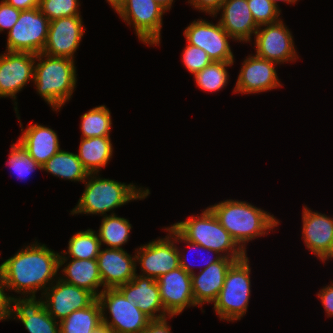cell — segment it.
Listing matches in <instances>:
<instances>
[{
	"label": "cell",
	"instance_id": "cell-11",
	"mask_svg": "<svg viewBox=\"0 0 333 333\" xmlns=\"http://www.w3.org/2000/svg\"><path fill=\"white\" fill-rule=\"evenodd\" d=\"M36 54L29 52L5 51L0 54V98H13L14 109L18 116L19 111L15 100L16 94L34 80V66Z\"/></svg>",
	"mask_w": 333,
	"mask_h": 333
},
{
	"label": "cell",
	"instance_id": "cell-38",
	"mask_svg": "<svg viewBox=\"0 0 333 333\" xmlns=\"http://www.w3.org/2000/svg\"><path fill=\"white\" fill-rule=\"evenodd\" d=\"M21 10L7 4L4 0L0 2V33L4 30L10 31L19 19Z\"/></svg>",
	"mask_w": 333,
	"mask_h": 333
},
{
	"label": "cell",
	"instance_id": "cell-47",
	"mask_svg": "<svg viewBox=\"0 0 333 333\" xmlns=\"http://www.w3.org/2000/svg\"><path fill=\"white\" fill-rule=\"evenodd\" d=\"M270 1H272L277 7H279L278 2H286L288 4H294L298 0H270Z\"/></svg>",
	"mask_w": 333,
	"mask_h": 333
},
{
	"label": "cell",
	"instance_id": "cell-35",
	"mask_svg": "<svg viewBox=\"0 0 333 333\" xmlns=\"http://www.w3.org/2000/svg\"><path fill=\"white\" fill-rule=\"evenodd\" d=\"M164 230H166L167 232H169L174 238H175V240H176V242H179V243H181V242H185L186 244H187V247L188 248H193V249H195V250H199L200 251V249L201 250H203V251H205V252H207V253H212V254H214L215 256H214V258H212V256L210 255V257H208L209 259H205V261H204V267L202 268V269H205V268H207L209 265H211V264H213V263H216V262H218V261H220L222 258H223V256H221L218 252H216V251H213V250H211V249H208V248H205V247H203V246H201V245H199V244H197V243H194V242H191V241H189V240H187V239H185L172 225L171 226H169V227H165L164 228ZM180 247H178V250H179V261H180V266L188 273V274H190V275H192V274H194L195 273V271L193 270V266H190V264H189V262H188V259L189 258H187L186 256L187 255H185L186 253H188V252H186L185 253V250L186 249H183V251H184V253H183V251H181L180 252V249H179ZM210 253V254H211ZM201 254H203V252L201 253ZM201 256H204V255H201ZM202 260H204L203 258H202ZM188 262V263H187Z\"/></svg>",
	"mask_w": 333,
	"mask_h": 333
},
{
	"label": "cell",
	"instance_id": "cell-2",
	"mask_svg": "<svg viewBox=\"0 0 333 333\" xmlns=\"http://www.w3.org/2000/svg\"><path fill=\"white\" fill-rule=\"evenodd\" d=\"M208 208L245 252L248 242L268 235L280 223L273 214L246 201L227 199Z\"/></svg>",
	"mask_w": 333,
	"mask_h": 333
},
{
	"label": "cell",
	"instance_id": "cell-28",
	"mask_svg": "<svg viewBox=\"0 0 333 333\" xmlns=\"http://www.w3.org/2000/svg\"><path fill=\"white\" fill-rule=\"evenodd\" d=\"M102 325V311L98 299L86 308L73 311L59 322L60 333H92Z\"/></svg>",
	"mask_w": 333,
	"mask_h": 333
},
{
	"label": "cell",
	"instance_id": "cell-6",
	"mask_svg": "<svg viewBox=\"0 0 333 333\" xmlns=\"http://www.w3.org/2000/svg\"><path fill=\"white\" fill-rule=\"evenodd\" d=\"M250 273L247 255L230 266L223 287L213 302L214 311L220 320L233 322L246 314L251 296Z\"/></svg>",
	"mask_w": 333,
	"mask_h": 333
},
{
	"label": "cell",
	"instance_id": "cell-26",
	"mask_svg": "<svg viewBox=\"0 0 333 333\" xmlns=\"http://www.w3.org/2000/svg\"><path fill=\"white\" fill-rule=\"evenodd\" d=\"M113 156L110 136L81 138L78 159L89 174H99Z\"/></svg>",
	"mask_w": 333,
	"mask_h": 333
},
{
	"label": "cell",
	"instance_id": "cell-22",
	"mask_svg": "<svg viewBox=\"0 0 333 333\" xmlns=\"http://www.w3.org/2000/svg\"><path fill=\"white\" fill-rule=\"evenodd\" d=\"M219 12L221 15L218 22L232 40L242 43L251 42L259 26L250 12L247 0H224L212 17H216Z\"/></svg>",
	"mask_w": 333,
	"mask_h": 333
},
{
	"label": "cell",
	"instance_id": "cell-48",
	"mask_svg": "<svg viewBox=\"0 0 333 333\" xmlns=\"http://www.w3.org/2000/svg\"><path fill=\"white\" fill-rule=\"evenodd\" d=\"M331 260V259H333V250H332V252L330 253V255L323 261L324 263H325V261H328V260Z\"/></svg>",
	"mask_w": 333,
	"mask_h": 333
},
{
	"label": "cell",
	"instance_id": "cell-13",
	"mask_svg": "<svg viewBox=\"0 0 333 333\" xmlns=\"http://www.w3.org/2000/svg\"><path fill=\"white\" fill-rule=\"evenodd\" d=\"M184 36L188 44L203 49L212 61L235 62L230 47L229 39H232L217 22L197 19L192 21L184 30Z\"/></svg>",
	"mask_w": 333,
	"mask_h": 333
},
{
	"label": "cell",
	"instance_id": "cell-8",
	"mask_svg": "<svg viewBox=\"0 0 333 333\" xmlns=\"http://www.w3.org/2000/svg\"><path fill=\"white\" fill-rule=\"evenodd\" d=\"M50 21L38 8L21 10L19 19L7 33L6 51L42 53Z\"/></svg>",
	"mask_w": 333,
	"mask_h": 333
},
{
	"label": "cell",
	"instance_id": "cell-36",
	"mask_svg": "<svg viewBox=\"0 0 333 333\" xmlns=\"http://www.w3.org/2000/svg\"><path fill=\"white\" fill-rule=\"evenodd\" d=\"M248 7L258 26L281 20V9L270 0H247Z\"/></svg>",
	"mask_w": 333,
	"mask_h": 333
},
{
	"label": "cell",
	"instance_id": "cell-37",
	"mask_svg": "<svg viewBox=\"0 0 333 333\" xmlns=\"http://www.w3.org/2000/svg\"><path fill=\"white\" fill-rule=\"evenodd\" d=\"M182 61L186 69L193 75L213 62L203 49L191 44H187L184 48Z\"/></svg>",
	"mask_w": 333,
	"mask_h": 333
},
{
	"label": "cell",
	"instance_id": "cell-29",
	"mask_svg": "<svg viewBox=\"0 0 333 333\" xmlns=\"http://www.w3.org/2000/svg\"><path fill=\"white\" fill-rule=\"evenodd\" d=\"M132 224L129 220L117 216L114 211L111 214L103 216L99 232L97 231L101 247L123 249L122 246L129 241Z\"/></svg>",
	"mask_w": 333,
	"mask_h": 333
},
{
	"label": "cell",
	"instance_id": "cell-16",
	"mask_svg": "<svg viewBox=\"0 0 333 333\" xmlns=\"http://www.w3.org/2000/svg\"><path fill=\"white\" fill-rule=\"evenodd\" d=\"M81 16L63 17L50 21L47 41L42 53L74 60L85 34Z\"/></svg>",
	"mask_w": 333,
	"mask_h": 333
},
{
	"label": "cell",
	"instance_id": "cell-27",
	"mask_svg": "<svg viewBox=\"0 0 333 333\" xmlns=\"http://www.w3.org/2000/svg\"><path fill=\"white\" fill-rule=\"evenodd\" d=\"M42 170L60 179L84 182L88 172L76 153L60 149L43 166Z\"/></svg>",
	"mask_w": 333,
	"mask_h": 333
},
{
	"label": "cell",
	"instance_id": "cell-43",
	"mask_svg": "<svg viewBox=\"0 0 333 333\" xmlns=\"http://www.w3.org/2000/svg\"><path fill=\"white\" fill-rule=\"evenodd\" d=\"M7 4L20 10L38 8L40 0H4Z\"/></svg>",
	"mask_w": 333,
	"mask_h": 333
},
{
	"label": "cell",
	"instance_id": "cell-7",
	"mask_svg": "<svg viewBox=\"0 0 333 333\" xmlns=\"http://www.w3.org/2000/svg\"><path fill=\"white\" fill-rule=\"evenodd\" d=\"M97 299L101 305L102 323L113 333H141L152 321L118 289H104ZM107 312L111 315L110 320Z\"/></svg>",
	"mask_w": 333,
	"mask_h": 333
},
{
	"label": "cell",
	"instance_id": "cell-25",
	"mask_svg": "<svg viewBox=\"0 0 333 333\" xmlns=\"http://www.w3.org/2000/svg\"><path fill=\"white\" fill-rule=\"evenodd\" d=\"M68 260L70 261L66 263ZM61 267L63 268L61 269ZM60 269L62 274L59 273L58 275L61 276L58 278L62 281L87 289L96 297L103 291V289L99 290L103 284L97 259L59 258Z\"/></svg>",
	"mask_w": 333,
	"mask_h": 333
},
{
	"label": "cell",
	"instance_id": "cell-19",
	"mask_svg": "<svg viewBox=\"0 0 333 333\" xmlns=\"http://www.w3.org/2000/svg\"><path fill=\"white\" fill-rule=\"evenodd\" d=\"M302 238L306 248L322 262L333 250V218L303 206Z\"/></svg>",
	"mask_w": 333,
	"mask_h": 333
},
{
	"label": "cell",
	"instance_id": "cell-23",
	"mask_svg": "<svg viewBox=\"0 0 333 333\" xmlns=\"http://www.w3.org/2000/svg\"><path fill=\"white\" fill-rule=\"evenodd\" d=\"M20 121L21 136L17 142L39 165L43 166L61 148L57 133L39 123L29 124L23 130Z\"/></svg>",
	"mask_w": 333,
	"mask_h": 333
},
{
	"label": "cell",
	"instance_id": "cell-41",
	"mask_svg": "<svg viewBox=\"0 0 333 333\" xmlns=\"http://www.w3.org/2000/svg\"><path fill=\"white\" fill-rule=\"evenodd\" d=\"M322 306L324 307L327 317H333V282L324 286L318 293Z\"/></svg>",
	"mask_w": 333,
	"mask_h": 333
},
{
	"label": "cell",
	"instance_id": "cell-4",
	"mask_svg": "<svg viewBox=\"0 0 333 333\" xmlns=\"http://www.w3.org/2000/svg\"><path fill=\"white\" fill-rule=\"evenodd\" d=\"M36 61L33 82L37 93L53 111H59L70 100L76 88L75 60L39 53L36 54Z\"/></svg>",
	"mask_w": 333,
	"mask_h": 333
},
{
	"label": "cell",
	"instance_id": "cell-40",
	"mask_svg": "<svg viewBox=\"0 0 333 333\" xmlns=\"http://www.w3.org/2000/svg\"><path fill=\"white\" fill-rule=\"evenodd\" d=\"M224 0H188L193 8L199 10V12H205L210 16L214 15L221 7Z\"/></svg>",
	"mask_w": 333,
	"mask_h": 333
},
{
	"label": "cell",
	"instance_id": "cell-39",
	"mask_svg": "<svg viewBox=\"0 0 333 333\" xmlns=\"http://www.w3.org/2000/svg\"><path fill=\"white\" fill-rule=\"evenodd\" d=\"M5 290H7V287L4 282V277L0 268V320L1 321L10 319L11 295H9L7 292L5 293Z\"/></svg>",
	"mask_w": 333,
	"mask_h": 333
},
{
	"label": "cell",
	"instance_id": "cell-42",
	"mask_svg": "<svg viewBox=\"0 0 333 333\" xmlns=\"http://www.w3.org/2000/svg\"><path fill=\"white\" fill-rule=\"evenodd\" d=\"M167 319L152 320L141 333H171Z\"/></svg>",
	"mask_w": 333,
	"mask_h": 333
},
{
	"label": "cell",
	"instance_id": "cell-24",
	"mask_svg": "<svg viewBox=\"0 0 333 333\" xmlns=\"http://www.w3.org/2000/svg\"><path fill=\"white\" fill-rule=\"evenodd\" d=\"M236 260L223 257L197 274L191 275L192 292L195 303L201 307L213 303L221 291L227 271Z\"/></svg>",
	"mask_w": 333,
	"mask_h": 333
},
{
	"label": "cell",
	"instance_id": "cell-14",
	"mask_svg": "<svg viewBox=\"0 0 333 333\" xmlns=\"http://www.w3.org/2000/svg\"><path fill=\"white\" fill-rule=\"evenodd\" d=\"M44 306L58 322L73 311L90 306L97 297L87 289L66 283L57 278L43 293Z\"/></svg>",
	"mask_w": 333,
	"mask_h": 333
},
{
	"label": "cell",
	"instance_id": "cell-15",
	"mask_svg": "<svg viewBox=\"0 0 333 333\" xmlns=\"http://www.w3.org/2000/svg\"><path fill=\"white\" fill-rule=\"evenodd\" d=\"M278 63L257 55L246 57L240 67L233 93L257 94L271 91L282 84L276 72Z\"/></svg>",
	"mask_w": 333,
	"mask_h": 333
},
{
	"label": "cell",
	"instance_id": "cell-46",
	"mask_svg": "<svg viewBox=\"0 0 333 333\" xmlns=\"http://www.w3.org/2000/svg\"><path fill=\"white\" fill-rule=\"evenodd\" d=\"M92 333H113V332L105 325H102Z\"/></svg>",
	"mask_w": 333,
	"mask_h": 333
},
{
	"label": "cell",
	"instance_id": "cell-5",
	"mask_svg": "<svg viewBox=\"0 0 333 333\" xmlns=\"http://www.w3.org/2000/svg\"><path fill=\"white\" fill-rule=\"evenodd\" d=\"M172 226L185 239L216 251L223 257L237 261L247 255L208 207L199 216H189Z\"/></svg>",
	"mask_w": 333,
	"mask_h": 333
},
{
	"label": "cell",
	"instance_id": "cell-44",
	"mask_svg": "<svg viewBox=\"0 0 333 333\" xmlns=\"http://www.w3.org/2000/svg\"><path fill=\"white\" fill-rule=\"evenodd\" d=\"M106 1L117 13L119 11V9L124 5L126 0H106Z\"/></svg>",
	"mask_w": 333,
	"mask_h": 333
},
{
	"label": "cell",
	"instance_id": "cell-1",
	"mask_svg": "<svg viewBox=\"0 0 333 333\" xmlns=\"http://www.w3.org/2000/svg\"><path fill=\"white\" fill-rule=\"evenodd\" d=\"M24 247L0 264L4 282L9 292L27 297L40 291L42 296L58 278L60 253L38 241Z\"/></svg>",
	"mask_w": 333,
	"mask_h": 333
},
{
	"label": "cell",
	"instance_id": "cell-34",
	"mask_svg": "<svg viewBox=\"0 0 333 333\" xmlns=\"http://www.w3.org/2000/svg\"><path fill=\"white\" fill-rule=\"evenodd\" d=\"M79 0H40L39 9L49 21L81 16Z\"/></svg>",
	"mask_w": 333,
	"mask_h": 333
},
{
	"label": "cell",
	"instance_id": "cell-33",
	"mask_svg": "<svg viewBox=\"0 0 333 333\" xmlns=\"http://www.w3.org/2000/svg\"><path fill=\"white\" fill-rule=\"evenodd\" d=\"M10 147L9 160L6 164L10 166L19 179L28 178L36 169L42 170V166L29 156L17 141L12 143Z\"/></svg>",
	"mask_w": 333,
	"mask_h": 333
},
{
	"label": "cell",
	"instance_id": "cell-20",
	"mask_svg": "<svg viewBox=\"0 0 333 333\" xmlns=\"http://www.w3.org/2000/svg\"><path fill=\"white\" fill-rule=\"evenodd\" d=\"M99 272L104 289H117L131 281L137 272L136 256L130 255L125 249H100L97 256Z\"/></svg>",
	"mask_w": 333,
	"mask_h": 333
},
{
	"label": "cell",
	"instance_id": "cell-3",
	"mask_svg": "<svg viewBox=\"0 0 333 333\" xmlns=\"http://www.w3.org/2000/svg\"><path fill=\"white\" fill-rule=\"evenodd\" d=\"M98 176V177H97ZM85 189L71 215L92 214L106 216V212L136 200H143L150 194L149 188L126 184L109 178H101L98 174H88Z\"/></svg>",
	"mask_w": 333,
	"mask_h": 333
},
{
	"label": "cell",
	"instance_id": "cell-12",
	"mask_svg": "<svg viewBox=\"0 0 333 333\" xmlns=\"http://www.w3.org/2000/svg\"><path fill=\"white\" fill-rule=\"evenodd\" d=\"M282 20L259 26L254 34L255 55L278 64L295 62L299 58L292 33Z\"/></svg>",
	"mask_w": 333,
	"mask_h": 333
},
{
	"label": "cell",
	"instance_id": "cell-21",
	"mask_svg": "<svg viewBox=\"0 0 333 333\" xmlns=\"http://www.w3.org/2000/svg\"><path fill=\"white\" fill-rule=\"evenodd\" d=\"M117 289L126 299L133 300L136 306L152 320L173 318L162 305L159 286L155 279L143 277L136 273L131 281Z\"/></svg>",
	"mask_w": 333,
	"mask_h": 333
},
{
	"label": "cell",
	"instance_id": "cell-9",
	"mask_svg": "<svg viewBox=\"0 0 333 333\" xmlns=\"http://www.w3.org/2000/svg\"><path fill=\"white\" fill-rule=\"evenodd\" d=\"M164 13L166 10L155 0H126L117 15L127 25H133L139 41L159 46Z\"/></svg>",
	"mask_w": 333,
	"mask_h": 333
},
{
	"label": "cell",
	"instance_id": "cell-10",
	"mask_svg": "<svg viewBox=\"0 0 333 333\" xmlns=\"http://www.w3.org/2000/svg\"><path fill=\"white\" fill-rule=\"evenodd\" d=\"M175 238L168 232L164 238L149 241L135 249L140 276L157 280L160 276L180 267L179 250Z\"/></svg>",
	"mask_w": 333,
	"mask_h": 333
},
{
	"label": "cell",
	"instance_id": "cell-30",
	"mask_svg": "<svg viewBox=\"0 0 333 333\" xmlns=\"http://www.w3.org/2000/svg\"><path fill=\"white\" fill-rule=\"evenodd\" d=\"M67 248V251H61L59 258L97 259L101 243L96 231L89 228L76 232L69 239ZM67 254L68 256H66Z\"/></svg>",
	"mask_w": 333,
	"mask_h": 333
},
{
	"label": "cell",
	"instance_id": "cell-32",
	"mask_svg": "<svg viewBox=\"0 0 333 333\" xmlns=\"http://www.w3.org/2000/svg\"><path fill=\"white\" fill-rule=\"evenodd\" d=\"M234 62L213 61L203 70L194 74L197 86L204 92H217L227 86L229 73L227 67Z\"/></svg>",
	"mask_w": 333,
	"mask_h": 333
},
{
	"label": "cell",
	"instance_id": "cell-17",
	"mask_svg": "<svg viewBox=\"0 0 333 333\" xmlns=\"http://www.w3.org/2000/svg\"><path fill=\"white\" fill-rule=\"evenodd\" d=\"M156 281L162 305L170 316H178L189 307H198L192 292L191 275L181 266L160 276Z\"/></svg>",
	"mask_w": 333,
	"mask_h": 333
},
{
	"label": "cell",
	"instance_id": "cell-45",
	"mask_svg": "<svg viewBox=\"0 0 333 333\" xmlns=\"http://www.w3.org/2000/svg\"><path fill=\"white\" fill-rule=\"evenodd\" d=\"M159 5H161L166 11H169L174 3V0H155Z\"/></svg>",
	"mask_w": 333,
	"mask_h": 333
},
{
	"label": "cell",
	"instance_id": "cell-18",
	"mask_svg": "<svg viewBox=\"0 0 333 333\" xmlns=\"http://www.w3.org/2000/svg\"><path fill=\"white\" fill-rule=\"evenodd\" d=\"M11 296L10 320H19L29 333H60L56 321L44 306V298Z\"/></svg>",
	"mask_w": 333,
	"mask_h": 333
},
{
	"label": "cell",
	"instance_id": "cell-31",
	"mask_svg": "<svg viewBox=\"0 0 333 333\" xmlns=\"http://www.w3.org/2000/svg\"><path fill=\"white\" fill-rule=\"evenodd\" d=\"M111 128V112L105 105L94 107L81 115V138L110 136Z\"/></svg>",
	"mask_w": 333,
	"mask_h": 333
}]
</instances>
